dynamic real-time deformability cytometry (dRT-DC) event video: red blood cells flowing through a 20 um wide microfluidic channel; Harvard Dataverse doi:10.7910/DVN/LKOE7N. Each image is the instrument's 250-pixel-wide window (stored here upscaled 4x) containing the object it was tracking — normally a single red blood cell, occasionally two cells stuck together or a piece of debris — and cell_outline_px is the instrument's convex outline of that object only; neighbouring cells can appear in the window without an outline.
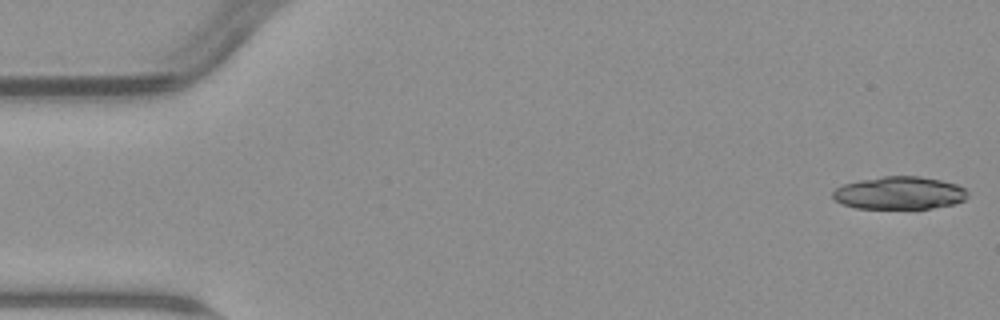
{"species": "common noctule bat (a hibernating species)", "species_latin": "Nyctalus noctula", "temperature_condition": "warm", "stored_images_in_passage": 5, "camera_frame_rate_fps": 3000, "um_per_image_px": 0.085, "animal": {"sex": "male", "body_mass_g": 23.1, "forearm_length_mm": 52.7}, "frame": {"image": 1, "passage_image": 1, "time_ms": 0.0, "image_size_px": [1000, 320], "cell_outline_px": [[968, 196], [964, 200], [952, 204], [932, 208], [856, 208], [844, 204], [836, 200], [832, 196], [832, 192], [836, 188], [844, 184], [860, 180], [884, 176], [920, 176], [940, 180], [956, 184], [964, 188], [968, 192]], "centroid_in_image_um": [76.46, 16.4], "position_along_channel_um": 8.5, "area_um2": 25.55}}